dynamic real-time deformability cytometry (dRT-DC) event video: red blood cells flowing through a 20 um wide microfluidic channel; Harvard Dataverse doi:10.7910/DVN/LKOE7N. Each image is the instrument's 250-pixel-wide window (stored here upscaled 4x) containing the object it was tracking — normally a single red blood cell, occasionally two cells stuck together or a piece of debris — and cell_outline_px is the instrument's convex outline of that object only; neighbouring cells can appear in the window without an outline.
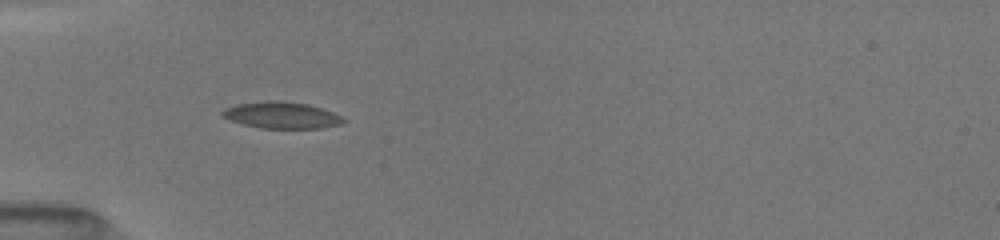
{"species": "common noctule bat (a hibernating species)", "species_latin": "Nyctalus noctula", "temperature_condition": "room temperature", "stored_images_in_passage": 10, "camera_frame_rate_fps": 3000, "um_per_image_px": 0.085, "animal": {"sex": "female", "body_mass_g": 19.5, "forearm_length_mm": 54.1}, "frame": {"image": 1, "passage_image": 4, "time_ms": 1.333, "image_size_px": [1000, 240], "cell_outline_px": [[344, 120], [340, 124], [320, 128], [260, 128], [244, 124], [232, 120], [224, 116], [220, 112], [224, 108], [236, 104], [268, 100], [280, 100], [308, 104], [344, 116]], "centroid_in_image_um": [23.93, 9.78], "position_along_channel_um": 61.1, "area_um2": 18.61}}
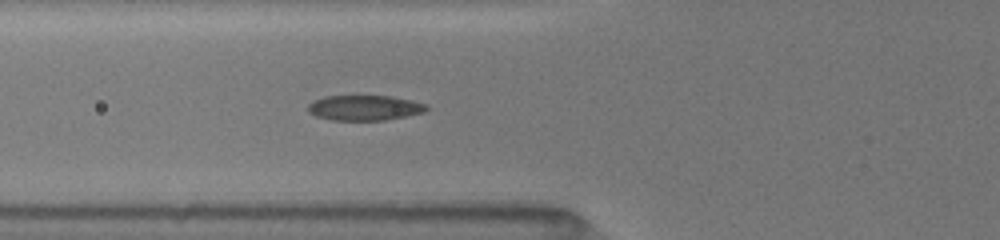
{"frame": {"image": 2, "passage_image": 7, "time_ms": 2.333, "image_size_px": [1000, 240], "cell_outline_px": [[428, 108], [424, 112], [384, 120], [332, 120], [316, 116], [308, 112], [308, 104], [312, 100], [324, 96], [392, 96], [412, 100], [428, 104]], "centroid_in_image_um": [30.97, 9.15], "position_along_channel_um": 94.8, "area_um2": 17.46}}
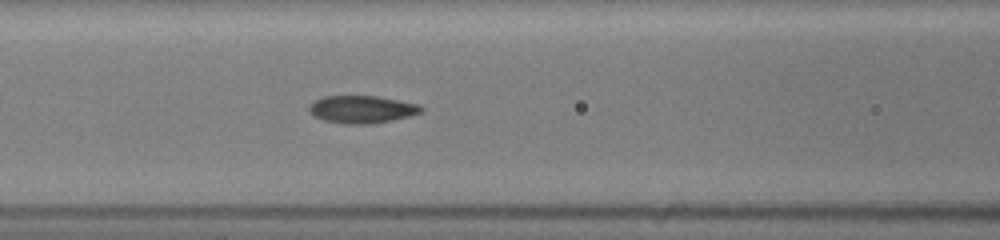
{"frame": {"image": 3, "passage_image": 10, "time_ms": 3.333, "image_size_px": [1000, 240], "cell_outline_px": [[424, 108], [420, 112], [408, 116], [372, 124], [344, 124], [324, 120], [308, 112], [308, 104], [324, 96], [376, 96], [420, 104]], "centroid_in_image_um": [30.73, 9.29], "position_along_channel_um": 135.9, "area_um2": 17.92}}